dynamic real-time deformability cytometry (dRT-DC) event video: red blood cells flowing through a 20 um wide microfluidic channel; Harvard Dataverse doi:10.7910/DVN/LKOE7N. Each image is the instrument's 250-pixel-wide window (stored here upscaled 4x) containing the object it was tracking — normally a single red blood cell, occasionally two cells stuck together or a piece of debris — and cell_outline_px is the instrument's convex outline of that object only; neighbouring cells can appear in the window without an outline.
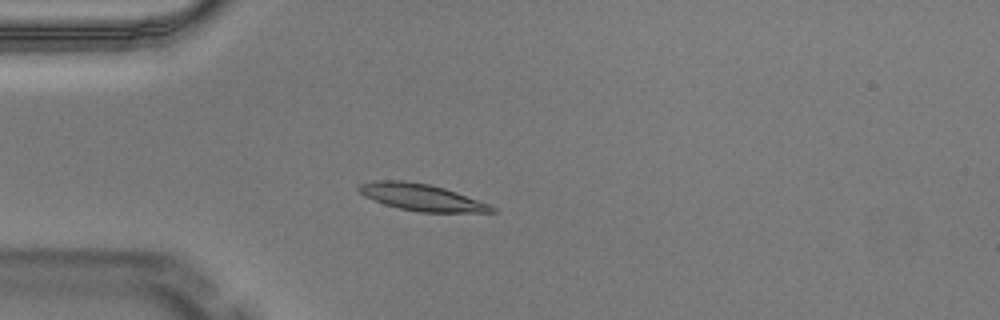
{"species": "Egyptian fruit bat (a non-hibernating species)", "species_latin": "Rousettus aegyptiacus", "temperature_condition": "warm", "stored_images_in_passage": 4, "camera_frame_rate_fps": 3000, "um_per_image_px": 0.085, "animal": {"sex": "male"}, "frame": {"image": 1, "passage_image": 4, "time_ms": 1.0, "image_size_px": [1000, 320], "cell_outline_px": [[496, 212], [420, 212], [400, 208], [384, 204], [364, 196], [356, 188], [360, 184], [376, 180], [404, 180], [428, 184], [444, 188], [456, 192], [488, 204], [496, 208]], "centroid_in_image_um": [35.79, 16.76], "position_along_channel_um": 49.2, "area_um2": 20.52}}